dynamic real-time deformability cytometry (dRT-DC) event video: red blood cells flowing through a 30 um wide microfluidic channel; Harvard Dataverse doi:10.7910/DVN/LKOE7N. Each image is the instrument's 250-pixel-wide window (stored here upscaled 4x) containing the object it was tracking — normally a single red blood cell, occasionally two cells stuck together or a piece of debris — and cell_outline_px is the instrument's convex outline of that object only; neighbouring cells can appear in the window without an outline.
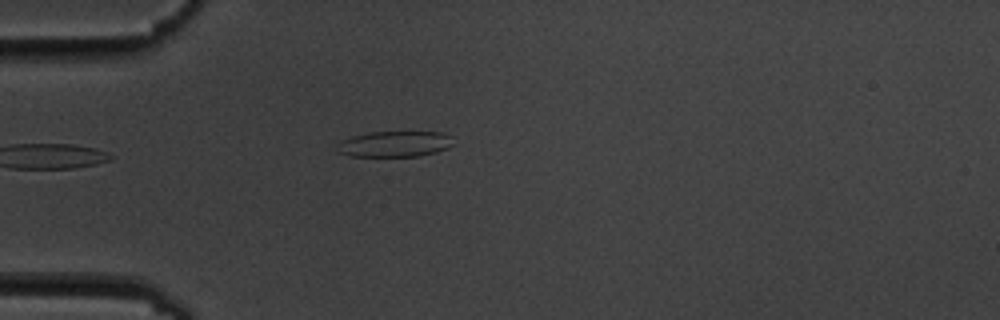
{"species": "common noctule bat (a hibernating species)", "species_latin": "Nyctalus noctula", "temperature_condition": "cold", "stored_images_in_passage": 1, "camera_frame_rate_fps": 3000, "um_per_image_px": 0.085, "animal": {"sex": "male", "body_mass_g": 19.5, "forearm_length_mm": 54.6}, "frame": {"image": 1, "passage_image": 1, "time_ms": 0.0, "image_size_px": [1000, 320], "cell_outline_px": [[456, 144], [448, 148], [436, 152], [420, 156], [352, 156], [336, 152], [336, 144], [352, 136], [368, 132], [444, 132], [452, 136]], "centroid_in_image_um": [33.6, 12.24], "position_along_channel_um": 51.4, "area_um2": 17.74}}